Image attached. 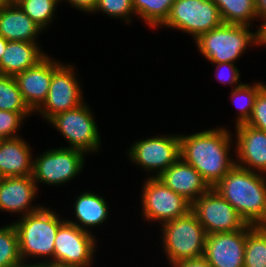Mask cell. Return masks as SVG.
Segmentation results:
<instances>
[{
  "instance_id": "e575fe53",
  "label": "cell",
  "mask_w": 266,
  "mask_h": 267,
  "mask_svg": "<svg viewBox=\"0 0 266 267\" xmlns=\"http://www.w3.org/2000/svg\"><path fill=\"white\" fill-rule=\"evenodd\" d=\"M171 267H211L204 256L181 260Z\"/></svg>"
},
{
  "instance_id": "d590c367",
  "label": "cell",
  "mask_w": 266,
  "mask_h": 267,
  "mask_svg": "<svg viewBox=\"0 0 266 267\" xmlns=\"http://www.w3.org/2000/svg\"><path fill=\"white\" fill-rule=\"evenodd\" d=\"M261 22V25L256 28L258 36V47H266V18L263 19Z\"/></svg>"
},
{
  "instance_id": "ab89813d",
  "label": "cell",
  "mask_w": 266,
  "mask_h": 267,
  "mask_svg": "<svg viewBox=\"0 0 266 267\" xmlns=\"http://www.w3.org/2000/svg\"><path fill=\"white\" fill-rule=\"evenodd\" d=\"M26 267H49V262L41 264V265H29V266H26Z\"/></svg>"
},
{
  "instance_id": "44dd1931",
  "label": "cell",
  "mask_w": 266,
  "mask_h": 267,
  "mask_svg": "<svg viewBox=\"0 0 266 267\" xmlns=\"http://www.w3.org/2000/svg\"><path fill=\"white\" fill-rule=\"evenodd\" d=\"M76 196L72 202L75 221L70 218L69 220L67 218L66 221L93 234L91 231L93 228L101 226L109 220V204L104 197L91 190H84L79 196Z\"/></svg>"
},
{
  "instance_id": "7a4b0ae2",
  "label": "cell",
  "mask_w": 266,
  "mask_h": 267,
  "mask_svg": "<svg viewBox=\"0 0 266 267\" xmlns=\"http://www.w3.org/2000/svg\"><path fill=\"white\" fill-rule=\"evenodd\" d=\"M251 225H266V174L237 165L213 187Z\"/></svg>"
},
{
  "instance_id": "2e32d148",
  "label": "cell",
  "mask_w": 266,
  "mask_h": 267,
  "mask_svg": "<svg viewBox=\"0 0 266 267\" xmlns=\"http://www.w3.org/2000/svg\"><path fill=\"white\" fill-rule=\"evenodd\" d=\"M235 127V165L266 174V132L246 123Z\"/></svg>"
},
{
  "instance_id": "603a6c76",
  "label": "cell",
  "mask_w": 266,
  "mask_h": 267,
  "mask_svg": "<svg viewBox=\"0 0 266 267\" xmlns=\"http://www.w3.org/2000/svg\"><path fill=\"white\" fill-rule=\"evenodd\" d=\"M223 23L252 27L258 21L255 0H213ZM253 22V23H252Z\"/></svg>"
},
{
  "instance_id": "f35d334b",
  "label": "cell",
  "mask_w": 266,
  "mask_h": 267,
  "mask_svg": "<svg viewBox=\"0 0 266 267\" xmlns=\"http://www.w3.org/2000/svg\"><path fill=\"white\" fill-rule=\"evenodd\" d=\"M49 267H77V266L64 265V264L49 262Z\"/></svg>"
},
{
  "instance_id": "7c38bea8",
  "label": "cell",
  "mask_w": 266,
  "mask_h": 267,
  "mask_svg": "<svg viewBox=\"0 0 266 267\" xmlns=\"http://www.w3.org/2000/svg\"><path fill=\"white\" fill-rule=\"evenodd\" d=\"M191 211L207 235L234 232L247 225L235 208L213 188L192 203Z\"/></svg>"
},
{
  "instance_id": "7402d4cb",
  "label": "cell",
  "mask_w": 266,
  "mask_h": 267,
  "mask_svg": "<svg viewBox=\"0 0 266 267\" xmlns=\"http://www.w3.org/2000/svg\"><path fill=\"white\" fill-rule=\"evenodd\" d=\"M48 54L39 43L8 41L0 60V73L15 77L17 74L35 66Z\"/></svg>"
},
{
  "instance_id": "d4e9b609",
  "label": "cell",
  "mask_w": 266,
  "mask_h": 267,
  "mask_svg": "<svg viewBox=\"0 0 266 267\" xmlns=\"http://www.w3.org/2000/svg\"><path fill=\"white\" fill-rule=\"evenodd\" d=\"M244 267H266V225L247 224Z\"/></svg>"
},
{
  "instance_id": "ba28073f",
  "label": "cell",
  "mask_w": 266,
  "mask_h": 267,
  "mask_svg": "<svg viewBox=\"0 0 266 267\" xmlns=\"http://www.w3.org/2000/svg\"><path fill=\"white\" fill-rule=\"evenodd\" d=\"M72 64L54 59L53 75L48 95L43 104L34 112L48 121L54 115L76 108L84 102L83 89L77 71ZM76 71V72H75Z\"/></svg>"
},
{
  "instance_id": "d6a6232c",
  "label": "cell",
  "mask_w": 266,
  "mask_h": 267,
  "mask_svg": "<svg viewBox=\"0 0 266 267\" xmlns=\"http://www.w3.org/2000/svg\"><path fill=\"white\" fill-rule=\"evenodd\" d=\"M247 125L266 132V85L259 91Z\"/></svg>"
},
{
  "instance_id": "8fae6325",
  "label": "cell",
  "mask_w": 266,
  "mask_h": 267,
  "mask_svg": "<svg viewBox=\"0 0 266 267\" xmlns=\"http://www.w3.org/2000/svg\"><path fill=\"white\" fill-rule=\"evenodd\" d=\"M133 143L127 150L128 157L131 163L148 171L150 178L159 177L180 158V137L176 133L141 138Z\"/></svg>"
},
{
  "instance_id": "9c48e42d",
  "label": "cell",
  "mask_w": 266,
  "mask_h": 267,
  "mask_svg": "<svg viewBox=\"0 0 266 267\" xmlns=\"http://www.w3.org/2000/svg\"><path fill=\"white\" fill-rule=\"evenodd\" d=\"M141 188L142 219L147 223L158 222L163 225L191 211L192 203L167 187L159 178L147 177Z\"/></svg>"
},
{
  "instance_id": "83f0119b",
  "label": "cell",
  "mask_w": 266,
  "mask_h": 267,
  "mask_svg": "<svg viewBox=\"0 0 266 267\" xmlns=\"http://www.w3.org/2000/svg\"><path fill=\"white\" fill-rule=\"evenodd\" d=\"M0 267H25L19 253V243L13 222L0 227Z\"/></svg>"
},
{
  "instance_id": "8d00e7d4",
  "label": "cell",
  "mask_w": 266,
  "mask_h": 267,
  "mask_svg": "<svg viewBox=\"0 0 266 267\" xmlns=\"http://www.w3.org/2000/svg\"><path fill=\"white\" fill-rule=\"evenodd\" d=\"M255 9L258 20L266 18V0H255Z\"/></svg>"
},
{
  "instance_id": "4316f807",
  "label": "cell",
  "mask_w": 266,
  "mask_h": 267,
  "mask_svg": "<svg viewBox=\"0 0 266 267\" xmlns=\"http://www.w3.org/2000/svg\"><path fill=\"white\" fill-rule=\"evenodd\" d=\"M61 2V0H17L15 3L44 31H47L56 18L55 13Z\"/></svg>"
},
{
  "instance_id": "d6986e66",
  "label": "cell",
  "mask_w": 266,
  "mask_h": 267,
  "mask_svg": "<svg viewBox=\"0 0 266 267\" xmlns=\"http://www.w3.org/2000/svg\"><path fill=\"white\" fill-rule=\"evenodd\" d=\"M43 31L17 3L10 1L0 6V35L7 41L38 43Z\"/></svg>"
},
{
  "instance_id": "484cf974",
  "label": "cell",
  "mask_w": 266,
  "mask_h": 267,
  "mask_svg": "<svg viewBox=\"0 0 266 267\" xmlns=\"http://www.w3.org/2000/svg\"><path fill=\"white\" fill-rule=\"evenodd\" d=\"M265 85L266 83L261 81L253 82L252 84L242 83L231 90L229 99L231 98V102H233L238 111L235 126L248 122L253 112L256 97Z\"/></svg>"
},
{
  "instance_id": "4dcf8cb0",
  "label": "cell",
  "mask_w": 266,
  "mask_h": 267,
  "mask_svg": "<svg viewBox=\"0 0 266 267\" xmlns=\"http://www.w3.org/2000/svg\"><path fill=\"white\" fill-rule=\"evenodd\" d=\"M32 114L34 113H17L0 110V140L21 136L18 131H21L20 129L25 122L24 120L33 116Z\"/></svg>"
},
{
  "instance_id": "5b68a950",
  "label": "cell",
  "mask_w": 266,
  "mask_h": 267,
  "mask_svg": "<svg viewBox=\"0 0 266 267\" xmlns=\"http://www.w3.org/2000/svg\"><path fill=\"white\" fill-rule=\"evenodd\" d=\"M160 227V242L170 266L184 259L203 256L207 234L192 211Z\"/></svg>"
},
{
  "instance_id": "1f68e13d",
  "label": "cell",
  "mask_w": 266,
  "mask_h": 267,
  "mask_svg": "<svg viewBox=\"0 0 266 267\" xmlns=\"http://www.w3.org/2000/svg\"><path fill=\"white\" fill-rule=\"evenodd\" d=\"M215 67V78L220 84L230 85L234 89L242 84L240 79V70L236 67L235 63H216L213 64Z\"/></svg>"
},
{
  "instance_id": "836d02e7",
  "label": "cell",
  "mask_w": 266,
  "mask_h": 267,
  "mask_svg": "<svg viewBox=\"0 0 266 267\" xmlns=\"http://www.w3.org/2000/svg\"><path fill=\"white\" fill-rule=\"evenodd\" d=\"M64 2L70 3L74 9L79 11H83L85 13L91 14L93 10L95 9V5L97 3V0H61Z\"/></svg>"
},
{
  "instance_id": "277c9868",
  "label": "cell",
  "mask_w": 266,
  "mask_h": 267,
  "mask_svg": "<svg viewBox=\"0 0 266 267\" xmlns=\"http://www.w3.org/2000/svg\"><path fill=\"white\" fill-rule=\"evenodd\" d=\"M250 26L222 23L196 39L200 54L209 63H235L251 47H258L257 30Z\"/></svg>"
},
{
  "instance_id": "cb8c5ba5",
  "label": "cell",
  "mask_w": 266,
  "mask_h": 267,
  "mask_svg": "<svg viewBox=\"0 0 266 267\" xmlns=\"http://www.w3.org/2000/svg\"><path fill=\"white\" fill-rule=\"evenodd\" d=\"M175 0H132L137 18H140L150 29H159L169 17Z\"/></svg>"
},
{
  "instance_id": "52a82bcc",
  "label": "cell",
  "mask_w": 266,
  "mask_h": 267,
  "mask_svg": "<svg viewBox=\"0 0 266 267\" xmlns=\"http://www.w3.org/2000/svg\"><path fill=\"white\" fill-rule=\"evenodd\" d=\"M85 155L81 150L60 146L34 157L32 176L38 191L39 183L56 187L76 179L85 168Z\"/></svg>"
},
{
  "instance_id": "e0dca14e",
  "label": "cell",
  "mask_w": 266,
  "mask_h": 267,
  "mask_svg": "<svg viewBox=\"0 0 266 267\" xmlns=\"http://www.w3.org/2000/svg\"><path fill=\"white\" fill-rule=\"evenodd\" d=\"M53 75V58L46 55L35 66L17 74V85L28 108L34 113L45 101Z\"/></svg>"
},
{
  "instance_id": "8992f818",
  "label": "cell",
  "mask_w": 266,
  "mask_h": 267,
  "mask_svg": "<svg viewBox=\"0 0 266 267\" xmlns=\"http://www.w3.org/2000/svg\"><path fill=\"white\" fill-rule=\"evenodd\" d=\"M94 117L91 106L84 101L76 108L54 115L47 122L66 139L69 146L64 147L95 154L99 152L102 140Z\"/></svg>"
},
{
  "instance_id": "ffe728a7",
  "label": "cell",
  "mask_w": 266,
  "mask_h": 267,
  "mask_svg": "<svg viewBox=\"0 0 266 267\" xmlns=\"http://www.w3.org/2000/svg\"><path fill=\"white\" fill-rule=\"evenodd\" d=\"M22 137L0 140V176L2 178L27 177L33 173V149L25 137Z\"/></svg>"
},
{
  "instance_id": "60d3db41",
  "label": "cell",
  "mask_w": 266,
  "mask_h": 267,
  "mask_svg": "<svg viewBox=\"0 0 266 267\" xmlns=\"http://www.w3.org/2000/svg\"><path fill=\"white\" fill-rule=\"evenodd\" d=\"M11 0H0V6L9 3Z\"/></svg>"
},
{
  "instance_id": "30bf717a",
  "label": "cell",
  "mask_w": 266,
  "mask_h": 267,
  "mask_svg": "<svg viewBox=\"0 0 266 267\" xmlns=\"http://www.w3.org/2000/svg\"><path fill=\"white\" fill-rule=\"evenodd\" d=\"M223 23L213 0H175L161 28L175 29L198 39Z\"/></svg>"
},
{
  "instance_id": "3957f363",
  "label": "cell",
  "mask_w": 266,
  "mask_h": 267,
  "mask_svg": "<svg viewBox=\"0 0 266 267\" xmlns=\"http://www.w3.org/2000/svg\"><path fill=\"white\" fill-rule=\"evenodd\" d=\"M14 221L13 225L18 235L19 253L24 265L54 262L55 237L58 228L66 221L61 214L59 216L54 209L43 205L38 211L19 217Z\"/></svg>"
},
{
  "instance_id": "f1b7e54d",
  "label": "cell",
  "mask_w": 266,
  "mask_h": 267,
  "mask_svg": "<svg viewBox=\"0 0 266 267\" xmlns=\"http://www.w3.org/2000/svg\"><path fill=\"white\" fill-rule=\"evenodd\" d=\"M0 110L33 113L25 104L16 79L0 73Z\"/></svg>"
},
{
  "instance_id": "f546056e",
  "label": "cell",
  "mask_w": 266,
  "mask_h": 267,
  "mask_svg": "<svg viewBox=\"0 0 266 267\" xmlns=\"http://www.w3.org/2000/svg\"><path fill=\"white\" fill-rule=\"evenodd\" d=\"M94 13H102L118 20L123 19L122 21L126 24L133 22L132 17L136 16L132 0H97L95 9L91 15Z\"/></svg>"
},
{
  "instance_id": "6da1fadb",
  "label": "cell",
  "mask_w": 266,
  "mask_h": 267,
  "mask_svg": "<svg viewBox=\"0 0 266 267\" xmlns=\"http://www.w3.org/2000/svg\"><path fill=\"white\" fill-rule=\"evenodd\" d=\"M226 128L219 125L190 135L179 134L180 158L193 166L211 188L235 165L230 156L235 136Z\"/></svg>"
},
{
  "instance_id": "4fadbf2b",
  "label": "cell",
  "mask_w": 266,
  "mask_h": 267,
  "mask_svg": "<svg viewBox=\"0 0 266 267\" xmlns=\"http://www.w3.org/2000/svg\"><path fill=\"white\" fill-rule=\"evenodd\" d=\"M95 236L65 221L58 228L55 237L54 263L77 267L93 266L98 247Z\"/></svg>"
},
{
  "instance_id": "9a60e30c",
  "label": "cell",
  "mask_w": 266,
  "mask_h": 267,
  "mask_svg": "<svg viewBox=\"0 0 266 267\" xmlns=\"http://www.w3.org/2000/svg\"><path fill=\"white\" fill-rule=\"evenodd\" d=\"M38 193L32 175L27 177H3L0 181V212L20 215L17 217L34 213L43 206V204L36 203L33 205Z\"/></svg>"
},
{
  "instance_id": "5bb4252c",
  "label": "cell",
  "mask_w": 266,
  "mask_h": 267,
  "mask_svg": "<svg viewBox=\"0 0 266 267\" xmlns=\"http://www.w3.org/2000/svg\"><path fill=\"white\" fill-rule=\"evenodd\" d=\"M247 225L242 230L206 236L203 256L211 267H244Z\"/></svg>"
},
{
  "instance_id": "74e56055",
  "label": "cell",
  "mask_w": 266,
  "mask_h": 267,
  "mask_svg": "<svg viewBox=\"0 0 266 267\" xmlns=\"http://www.w3.org/2000/svg\"><path fill=\"white\" fill-rule=\"evenodd\" d=\"M7 43L8 41L0 35V60L4 54V51L6 50Z\"/></svg>"
},
{
  "instance_id": "ac0fdd59",
  "label": "cell",
  "mask_w": 266,
  "mask_h": 267,
  "mask_svg": "<svg viewBox=\"0 0 266 267\" xmlns=\"http://www.w3.org/2000/svg\"><path fill=\"white\" fill-rule=\"evenodd\" d=\"M157 178L190 203H193L211 188L200 173L181 158Z\"/></svg>"
}]
</instances>
